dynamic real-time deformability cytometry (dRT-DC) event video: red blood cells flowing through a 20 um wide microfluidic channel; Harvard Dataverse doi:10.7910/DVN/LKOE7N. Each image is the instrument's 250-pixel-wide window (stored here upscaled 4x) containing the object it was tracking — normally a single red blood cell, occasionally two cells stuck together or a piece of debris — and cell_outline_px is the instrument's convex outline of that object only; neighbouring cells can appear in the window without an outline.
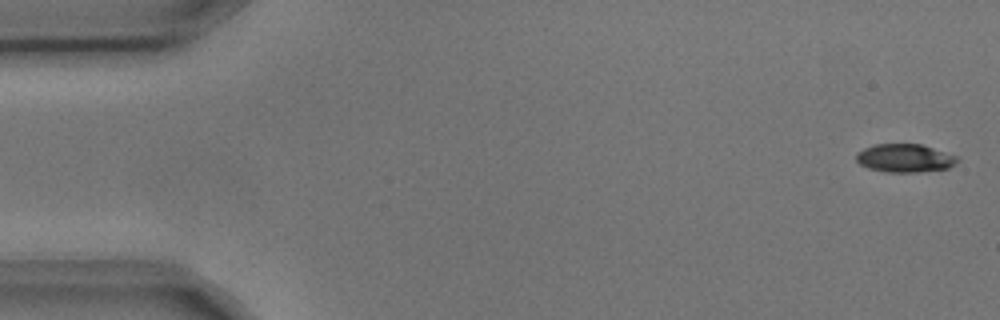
{"species": "common noctule bat (a hibernating species)", "species_latin": "Nyctalus noctula", "temperature_condition": "cold", "stored_images_in_passage": 5, "camera_frame_rate_fps": 3000, "um_per_image_px": 0.085, "animal": {"sex": "male", "body_mass_g": 17.9, "forearm_length_mm": 54.2}, "frame": {"image": 1, "passage_image": 1, "time_ms": 0.0, "image_size_px": [1000, 320], "cell_outline_px": [[960, 160], [948, 168], [920, 172], [888, 172], [868, 168], [860, 164], [856, 160], [856, 152], [864, 148], [876, 144], [920, 144], [960, 156]], "centroid_in_image_um": [76.93, 13.44], "position_along_channel_um": 8.1, "area_um2": 16.76}}
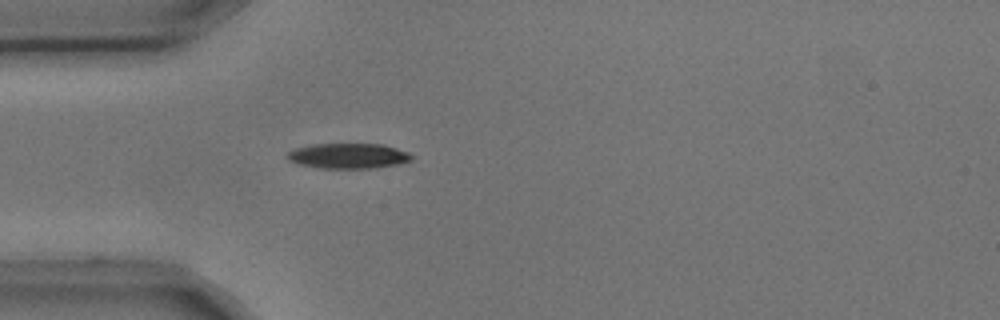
{"frame": {"image": 2, "passage_image": 5, "time_ms": 1.333, "image_size_px": [1000, 320], "cell_outline_px": [[416, 156], [412, 160], [400, 164], [372, 168], [320, 168], [300, 164], [288, 160], [284, 156], [288, 152], [296, 148], [312, 144], [384, 144], [408, 152]], "centroid_in_image_um": [29.64, 13.25], "position_along_channel_um": 55.4, "area_um2": 18.44}}